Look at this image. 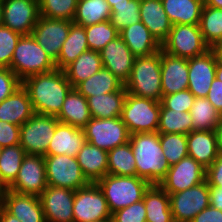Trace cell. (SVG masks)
<instances>
[{"label": "cell", "mask_w": 222, "mask_h": 222, "mask_svg": "<svg viewBox=\"0 0 222 222\" xmlns=\"http://www.w3.org/2000/svg\"><path fill=\"white\" fill-rule=\"evenodd\" d=\"M35 113L56 116L73 88L63 70L36 74L22 81Z\"/></svg>", "instance_id": "6da1fadb"}, {"label": "cell", "mask_w": 222, "mask_h": 222, "mask_svg": "<svg viewBox=\"0 0 222 222\" xmlns=\"http://www.w3.org/2000/svg\"><path fill=\"white\" fill-rule=\"evenodd\" d=\"M137 176L150 184H157L166 177L170 164L163 155L158 132L130 134Z\"/></svg>", "instance_id": "7a4b0ae2"}, {"label": "cell", "mask_w": 222, "mask_h": 222, "mask_svg": "<svg viewBox=\"0 0 222 222\" xmlns=\"http://www.w3.org/2000/svg\"><path fill=\"white\" fill-rule=\"evenodd\" d=\"M124 86L128 94L161 102V50L149 56L136 57L131 76Z\"/></svg>", "instance_id": "3957f363"}, {"label": "cell", "mask_w": 222, "mask_h": 222, "mask_svg": "<svg viewBox=\"0 0 222 222\" xmlns=\"http://www.w3.org/2000/svg\"><path fill=\"white\" fill-rule=\"evenodd\" d=\"M106 198L111 213L143 200L151 185L138 176L105 175L97 182Z\"/></svg>", "instance_id": "277c9868"}, {"label": "cell", "mask_w": 222, "mask_h": 222, "mask_svg": "<svg viewBox=\"0 0 222 222\" xmlns=\"http://www.w3.org/2000/svg\"><path fill=\"white\" fill-rule=\"evenodd\" d=\"M10 69L23 81L29 76L48 73L57 67L32 35H22L14 50Z\"/></svg>", "instance_id": "5b68a950"}, {"label": "cell", "mask_w": 222, "mask_h": 222, "mask_svg": "<svg viewBox=\"0 0 222 222\" xmlns=\"http://www.w3.org/2000/svg\"><path fill=\"white\" fill-rule=\"evenodd\" d=\"M160 109L161 102L127 93L121 119L130 134L157 132Z\"/></svg>", "instance_id": "8992f818"}, {"label": "cell", "mask_w": 222, "mask_h": 222, "mask_svg": "<svg viewBox=\"0 0 222 222\" xmlns=\"http://www.w3.org/2000/svg\"><path fill=\"white\" fill-rule=\"evenodd\" d=\"M54 115L34 113L20 126V145L28 155L47 156V149L56 125Z\"/></svg>", "instance_id": "52a82bcc"}, {"label": "cell", "mask_w": 222, "mask_h": 222, "mask_svg": "<svg viewBox=\"0 0 222 222\" xmlns=\"http://www.w3.org/2000/svg\"><path fill=\"white\" fill-rule=\"evenodd\" d=\"M161 49L172 56L190 59L205 53L210 47L205 43L199 25L177 24L172 25Z\"/></svg>", "instance_id": "ba28073f"}, {"label": "cell", "mask_w": 222, "mask_h": 222, "mask_svg": "<svg viewBox=\"0 0 222 222\" xmlns=\"http://www.w3.org/2000/svg\"><path fill=\"white\" fill-rule=\"evenodd\" d=\"M83 129L86 142L107 152L130 140V133L121 117L91 118Z\"/></svg>", "instance_id": "9c48e42d"}, {"label": "cell", "mask_w": 222, "mask_h": 222, "mask_svg": "<svg viewBox=\"0 0 222 222\" xmlns=\"http://www.w3.org/2000/svg\"><path fill=\"white\" fill-rule=\"evenodd\" d=\"M45 159L48 186L78 190L89 184L83 175L76 157L68 155H47Z\"/></svg>", "instance_id": "30bf717a"}, {"label": "cell", "mask_w": 222, "mask_h": 222, "mask_svg": "<svg viewBox=\"0 0 222 222\" xmlns=\"http://www.w3.org/2000/svg\"><path fill=\"white\" fill-rule=\"evenodd\" d=\"M74 222H92L112 217L104 193L97 183H89L75 191Z\"/></svg>", "instance_id": "8fae6325"}, {"label": "cell", "mask_w": 222, "mask_h": 222, "mask_svg": "<svg viewBox=\"0 0 222 222\" xmlns=\"http://www.w3.org/2000/svg\"><path fill=\"white\" fill-rule=\"evenodd\" d=\"M169 198L174 222H191L210 205L209 185L205 180L189 189L169 194Z\"/></svg>", "instance_id": "7c38bea8"}, {"label": "cell", "mask_w": 222, "mask_h": 222, "mask_svg": "<svg viewBox=\"0 0 222 222\" xmlns=\"http://www.w3.org/2000/svg\"><path fill=\"white\" fill-rule=\"evenodd\" d=\"M218 53L210 48L205 53L188 59V90L195 98H206L216 77Z\"/></svg>", "instance_id": "4fadbf2b"}, {"label": "cell", "mask_w": 222, "mask_h": 222, "mask_svg": "<svg viewBox=\"0 0 222 222\" xmlns=\"http://www.w3.org/2000/svg\"><path fill=\"white\" fill-rule=\"evenodd\" d=\"M206 169L194 158L187 156L170 166L159 186L168 194H174L205 181Z\"/></svg>", "instance_id": "5bb4252c"}, {"label": "cell", "mask_w": 222, "mask_h": 222, "mask_svg": "<svg viewBox=\"0 0 222 222\" xmlns=\"http://www.w3.org/2000/svg\"><path fill=\"white\" fill-rule=\"evenodd\" d=\"M47 187L44 156L26 154L17 178L9 186V190L20 194L40 196Z\"/></svg>", "instance_id": "9a60e30c"}, {"label": "cell", "mask_w": 222, "mask_h": 222, "mask_svg": "<svg viewBox=\"0 0 222 222\" xmlns=\"http://www.w3.org/2000/svg\"><path fill=\"white\" fill-rule=\"evenodd\" d=\"M3 25L21 35H31L39 13V0H2Z\"/></svg>", "instance_id": "2e32d148"}, {"label": "cell", "mask_w": 222, "mask_h": 222, "mask_svg": "<svg viewBox=\"0 0 222 222\" xmlns=\"http://www.w3.org/2000/svg\"><path fill=\"white\" fill-rule=\"evenodd\" d=\"M73 21L39 16L31 35L54 61L59 57Z\"/></svg>", "instance_id": "e0dca14e"}, {"label": "cell", "mask_w": 222, "mask_h": 222, "mask_svg": "<svg viewBox=\"0 0 222 222\" xmlns=\"http://www.w3.org/2000/svg\"><path fill=\"white\" fill-rule=\"evenodd\" d=\"M39 197L46 222H74L75 190L48 186Z\"/></svg>", "instance_id": "ac0fdd59"}, {"label": "cell", "mask_w": 222, "mask_h": 222, "mask_svg": "<svg viewBox=\"0 0 222 222\" xmlns=\"http://www.w3.org/2000/svg\"><path fill=\"white\" fill-rule=\"evenodd\" d=\"M103 67L113 73L124 85L129 80L135 56L124 40L118 36L100 52Z\"/></svg>", "instance_id": "d6986e66"}, {"label": "cell", "mask_w": 222, "mask_h": 222, "mask_svg": "<svg viewBox=\"0 0 222 222\" xmlns=\"http://www.w3.org/2000/svg\"><path fill=\"white\" fill-rule=\"evenodd\" d=\"M188 59L172 56L161 49L162 94L188 89Z\"/></svg>", "instance_id": "ffe728a7"}, {"label": "cell", "mask_w": 222, "mask_h": 222, "mask_svg": "<svg viewBox=\"0 0 222 222\" xmlns=\"http://www.w3.org/2000/svg\"><path fill=\"white\" fill-rule=\"evenodd\" d=\"M85 142L86 138L83 128L59 122L49 142L47 155H68L70 157H76Z\"/></svg>", "instance_id": "44dd1931"}, {"label": "cell", "mask_w": 222, "mask_h": 222, "mask_svg": "<svg viewBox=\"0 0 222 222\" xmlns=\"http://www.w3.org/2000/svg\"><path fill=\"white\" fill-rule=\"evenodd\" d=\"M3 207L21 222H46L39 196L8 190Z\"/></svg>", "instance_id": "7402d4cb"}, {"label": "cell", "mask_w": 222, "mask_h": 222, "mask_svg": "<svg viewBox=\"0 0 222 222\" xmlns=\"http://www.w3.org/2000/svg\"><path fill=\"white\" fill-rule=\"evenodd\" d=\"M141 22L151 34L162 44L169 36L172 24L164 11L161 0L140 1Z\"/></svg>", "instance_id": "603a6c76"}, {"label": "cell", "mask_w": 222, "mask_h": 222, "mask_svg": "<svg viewBox=\"0 0 222 222\" xmlns=\"http://www.w3.org/2000/svg\"><path fill=\"white\" fill-rule=\"evenodd\" d=\"M188 156L207 169L219 156L215 131L193 130L187 134Z\"/></svg>", "instance_id": "cb8c5ba5"}, {"label": "cell", "mask_w": 222, "mask_h": 222, "mask_svg": "<svg viewBox=\"0 0 222 222\" xmlns=\"http://www.w3.org/2000/svg\"><path fill=\"white\" fill-rule=\"evenodd\" d=\"M34 113L28 92L22 85L0 102V120L7 123L21 126Z\"/></svg>", "instance_id": "d4e9b609"}, {"label": "cell", "mask_w": 222, "mask_h": 222, "mask_svg": "<svg viewBox=\"0 0 222 222\" xmlns=\"http://www.w3.org/2000/svg\"><path fill=\"white\" fill-rule=\"evenodd\" d=\"M81 171L89 183H97L108 170V152L91 145L88 142L82 146L76 155Z\"/></svg>", "instance_id": "484cf974"}, {"label": "cell", "mask_w": 222, "mask_h": 222, "mask_svg": "<svg viewBox=\"0 0 222 222\" xmlns=\"http://www.w3.org/2000/svg\"><path fill=\"white\" fill-rule=\"evenodd\" d=\"M119 36L135 57L149 56L161 50V44L141 21L125 27Z\"/></svg>", "instance_id": "4316f807"}, {"label": "cell", "mask_w": 222, "mask_h": 222, "mask_svg": "<svg viewBox=\"0 0 222 222\" xmlns=\"http://www.w3.org/2000/svg\"><path fill=\"white\" fill-rule=\"evenodd\" d=\"M56 118L60 123L84 128L91 119L87 99L76 88H72Z\"/></svg>", "instance_id": "83f0119b"}, {"label": "cell", "mask_w": 222, "mask_h": 222, "mask_svg": "<svg viewBox=\"0 0 222 222\" xmlns=\"http://www.w3.org/2000/svg\"><path fill=\"white\" fill-rule=\"evenodd\" d=\"M172 25H199L204 0H161Z\"/></svg>", "instance_id": "f1b7e54d"}, {"label": "cell", "mask_w": 222, "mask_h": 222, "mask_svg": "<svg viewBox=\"0 0 222 222\" xmlns=\"http://www.w3.org/2000/svg\"><path fill=\"white\" fill-rule=\"evenodd\" d=\"M143 201L146 209V222H174L169 194L159 185L151 184L144 193Z\"/></svg>", "instance_id": "f546056e"}, {"label": "cell", "mask_w": 222, "mask_h": 222, "mask_svg": "<svg viewBox=\"0 0 222 222\" xmlns=\"http://www.w3.org/2000/svg\"><path fill=\"white\" fill-rule=\"evenodd\" d=\"M127 90L123 86L119 91L87 98L91 118L121 117Z\"/></svg>", "instance_id": "4dcf8cb0"}, {"label": "cell", "mask_w": 222, "mask_h": 222, "mask_svg": "<svg viewBox=\"0 0 222 222\" xmlns=\"http://www.w3.org/2000/svg\"><path fill=\"white\" fill-rule=\"evenodd\" d=\"M103 67L99 52L87 50L75 61L66 66L63 71L73 88L87 80Z\"/></svg>", "instance_id": "1f68e13d"}, {"label": "cell", "mask_w": 222, "mask_h": 222, "mask_svg": "<svg viewBox=\"0 0 222 222\" xmlns=\"http://www.w3.org/2000/svg\"><path fill=\"white\" fill-rule=\"evenodd\" d=\"M89 50L84 26L72 23L58 59L55 61L57 69L63 70L75 61L83 52Z\"/></svg>", "instance_id": "d6a6232c"}, {"label": "cell", "mask_w": 222, "mask_h": 222, "mask_svg": "<svg viewBox=\"0 0 222 222\" xmlns=\"http://www.w3.org/2000/svg\"><path fill=\"white\" fill-rule=\"evenodd\" d=\"M123 86L124 84L113 73L102 67L97 73L79 83L75 88L87 99L91 96L119 91Z\"/></svg>", "instance_id": "836d02e7"}, {"label": "cell", "mask_w": 222, "mask_h": 222, "mask_svg": "<svg viewBox=\"0 0 222 222\" xmlns=\"http://www.w3.org/2000/svg\"><path fill=\"white\" fill-rule=\"evenodd\" d=\"M111 7L106 0H78L73 23L90 26L110 20Z\"/></svg>", "instance_id": "e575fe53"}, {"label": "cell", "mask_w": 222, "mask_h": 222, "mask_svg": "<svg viewBox=\"0 0 222 222\" xmlns=\"http://www.w3.org/2000/svg\"><path fill=\"white\" fill-rule=\"evenodd\" d=\"M192 119V131H215L219 122L222 120V115L211 104L207 98H195L193 106L190 109Z\"/></svg>", "instance_id": "d590c367"}, {"label": "cell", "mask_w": 222, "mask_h": 222, "mask_svg": "<svg viewBox=\"0 0 222 222\" xmlns=\"http://www.w3.org/2000/svg\"><path fill=\"white\" fill-rule=\"evenodd\" d=\"M107 174L137 176L135 158L130 142L108 151Z\"/></svg>", "instance_id": "8d00e7d4"}, {"label": "cell", "mask_w": 222, "mask_h": 222, "mask_svg": "<svg viewBox=\"0 0 222 222\" xmlns=\"http://www.w3.org/2000/svg\"><path fill=\"white\" fill-rule=\"evenodd\" d=\"M199 26L205 43L214 48L222 38V9L204 4Z\"/></svg>", "instance_id": "74e56055"}, {"label": "cell", "mask_w": 222, "mask_h": 222, "mask_svg": "<svg viewBox=\"0 0 222 222\" xmlns=\"http://www.w3.org/2000/svg\"><path fill=\"white\" fill-rule=\"evenodd\" d=\"M192 131L190 112H180L173 109H160L159 134L180 133L189 134Z\"/></svg>", "instance_id": "f35d334b"}, {"label": "cell", "mask_w": 222, "mask_h": 222, "mask_svg": "<svg viewBox=\"0 0 222 222\" xmlns=\"http://www.w3.org/2000/svg\"><path fill=\"white\" fill-rule=\"evenodd\" d=\"M26 152L20 144L3 147L0 154V178L10 186L17 178Z\"/></svg>", "instance_id": "ab89813d"}, {"label": "cell", "mask_w": 222, "mask_h": 222, "mask_svg": "<svg viewBox=\"0 0 222 222\" xmlns=\"http://www.w3.org/2000/svg\"><path fill=\"white\" fill-rule=\"evenodd\" d=\"M140 1L130 0L111 7L110 23L120 33L125 27L141 21Z\"/></svg>", "instance_id": "60d3db41"}, {"label": "cell", "mask_w": 222, "mask_h": 222, "mask_svg": "<svg viewBox=\"0 0 222 222\" xmlns=\"http://www.w3.org/2000/svg\"><path fill=\"white\" fill-rule=\"evenodd\" d=\"M160 143L170 166L188 156L187 134H160Z\"/></svg>", "instance_id": "b9f144b4"}, {"label": "cell", "mask_w": 222, "mask_h": 222, "mask_svg": "<svg viewBox=\"0 0 222 222\" xmlns=\"http://www.w3.org/2000/svg\"><path fill=\"white\" fill-rule=\"evenodd\" d=\"M89 50L100 52L110 41L119 36L110 20L85 27Z\"/></svg>", "instance_id": "7bdbcfd3"}, {"label": "cell", "mask_w": 222, "mask_h": 222, "mask_svg": "<svg viewBox=\"0 0 222 222\" xmlns=\"http://www.w3.org/2000/svg\"><path fill=\"white\" fill-rule=\"evenodd\" d=\"M78 0H39L42 17L73 21Z\"/></svg>", "instance_id": "ee69618b"}, {"label": "cell", "mask_w": 222, "mask_h": 222, "mask_svg": "<svg viewBox=\"0 0 222 222\" xmlns=\"http://www.w3.org/2000/svg\"><path fill=\"white\" fill-rule=\"evenodd\" d=\"M21 36L4 25L0 26V68H10L14 50Z\"/></svg>", "instance_id": "f6af8a7d"}, {"label": "cell", "mask_w": 222, "mask_h": 222, "mask_svg": "<svg viewBox=\"0 0 222 222\" xmlns=\"http://www.w3.org/2000/svg\"><path fill=\"white\" fill-rule=\"evenodd\" d=\"M195 96L188 90L163 95L161 109H173L180 112H190Z\"/></svg>", "instance_id": "bcb514c9"}, {"label": "cell", "mask_w": 222, "mask_h": 222, "mask_svg": "<svg viewBox=\"0 0 222 222\" xmlns=\"http://www.w3.org/2000/svg\"><path fill=\"white\" fill-rule=\"evenodd\" d=\"M113 222H146L144 201L133 203L112 213Z\"/></svg>", "instance_id": "7dc6e473"}, {"label": "cell", "mask_w": 222, "mask_h": 222, "mask_svg": "<svg viewBox=\"0 0 222 222\" xmlns=\"http://www.w3.org/2000/svg\"><path fill=\"white\" fill-rule=\"evenodd\" d=\"M22 81L10 68H0V102L12 95Z\"/></svg>", "instance_id": "c3c4849f"}, {"label": "cell", "mask_w": 222, "mask_h": 222, "mask_svg": "<svg viewBox=\"0 0 222 222\" xmlns=\"http://www.w3.org/2000/svg\"><path fill=\"white\" fill-rule=\"evenodd\" d=\"M20 144V126L0 120V146L8 147Z\"/></svg>", "instance_id": "681fc988"}, {"label": "cell", "mask_w": 222, "mask_h": 222, "mask_svg": "<svg viewBox=\"0 0 222 222\" xmlns=\"http://www.w3.org/2000/svg\"><path fill=\"white\" fill-rule=\"evenodd\" d=\"M205 180L209 187H219L222 189V155L206 169Z\"/></svg>", "instance_id": "f907efd6"}, {"label": "cell", "mask_w": 222, "mask_h": 222, "mask_svg": "<svg viewBox=\"0 0 222 222\" xmlns=\"http://www.w3.org/2000/svg\"><path fill=\"white\" fill-rule=\"evenodd\" d=\"M222 115V81L214 78L206 97Z\"/></svg>", "instance_id": "816d5d0a"}, {"label": "cell", "mask_w": 222, "mask_h": 222, "mask_svg": "<svg viewBox=\"0 0 222 222\" xmlns=\"http://www.w3.org/2000/svg\"><path fill=\"white\" fill-rule=\"evenodd\" d=\"M191 222H222V211L209 205L197 214Z\"/></svg>", "instance_id": "f5cc1de1"}, {"label": "cell", "mask_w": 222, "mask_h": 222, "mask_svg": "<svg viewBox=\"0 0 222 222\" xmlns=\"http://www.w3.org/2000/svg\"><path fill=\"white\" fill-rule=\"evenodd\" d=\"M210 205L222 211V189L219 187H209Z\"/></svg>", "instance_id": "db71d44e"}, {"label": "cell", "mask_w": 222, "mask_h": 222, "mask_svg": "<svg viewBox=\"0 0 222 222\" xmlns=\"http://www.w3.org/2000/svg\"><path fill=\"white\" fill-rule=\"evenodd\" d=\"M0 222H21L14 215L10 214L4 207L0 208Z\"/></svg>", "instance_id": "11a10c76"}, {"label": "cell", "mask_w": 222, "mask_h": 222, "mask_svg": "<svg viewBox=\"0 0 222 222\" xmlns=\"http://www.w3.org/2000/svg\"><path fill=\"white\" fill-rule=\"evenodd\" d=\"M9 186L0 178V208L4 206Z\"/></svg>", "instance_id": "9f6ffc18"}, {"label": "cell", "mask_w": 222, "mask_h": 222, "mask_svg": "<svg viewBox=\"0 0 222 222\" xmlns=\"http://www.w3.org/2000/svg\"><path fill=\"white\" fill-rule=\"evenodd\" d=\"M215 133L217 136L218 153L222 155V120L219 122L218 126L216 127Z\"/></svg>", "instance_id": "6f0895ef"}, {"label": "cell", "mask_w": 222, "mask_h": 222, "mask_svg": "<svg viewBox=\"0 0 222 222\" xmlns=\"http://www.w3.org/2000/svg\"><path fill=\"white\" fill-rule=\"evenodd\" d=\"M205 5L222 9V0H204Z\"/></svg>", "instance_id": "680465c9"}, {"label": "cell", "mask_w": 222, "mask_h": 222, "mask_svg": "<svg viewBox=\"0 0 222 222\" xmlns=\"http://www.w3.org/2000/svg\"><path fill=\"white\" fill-rule=\"evenodd\" d=\"M216 77L222 81V62L220 60L217 62Z\"/></svg>", "instance_id": "91938a15"}, {"label": "cell", "mask_w": 222, "mask_h": 222, "mask_svg": "<svg viewBox=\"0 0 222 222\" xmlns=\"http://www.w3.org/2000/svg\"><path fill=\"white\" fill-rule=\"evenodd\" d=\"M106 1L110 5V7H112L113 4H121V3H125L126 1H130V0H106Z\"/></svg>", "instance_id": "94428289"}, {"label": "cell", "mask_w": 222, "mask_h": 222, "mask_svg": "<svg viewBox=\"0 0 222 222\" xmlns=\"http://www.w3.org/2000/svg\"><path fill=\"white\" fill-rule=\"evenodd\" d=\"M3 25V7L2 0H0V26Z\"/></svg>", "instance_id": "6125c7cd"}, {"label": "cell", "mask_w": 222, "mask_h": 222, "mask_svg": "<svg viewBox=\"0 0 222 222\" xmlns=\"http://www.w3.org/2000/svg\"><path fill=\"white\" fill-rule=\"evenodd\" d=\"M92 222H113V219H112V217H110V218L101 219V220H98V221H92Z\"/></svg>", "instance_id": "be15d7a7"}, {"label": "cell", "mask_w": 222, "mask_h": 222, "mask_svg": "<svg viewBox=\"0 0 222 222\" xmlns=\"http://www.w3.org/2000/svg\"><path fill=\"white\" fill-rule=\"evenodd\" d=\"M214 50L218 53L219 59L222 62V49H214Z\"/></svg>", "instance_id": "e7e4bbea"}, {"label": "cell", "mask_w": 222, "mask_h": 222, "mask_svg": "<svg viewBox=\"0 0 222 222\" xmlns=\"http://www.w3.org/2000/svg\"><path fill=\"white\" fill-rule=\"evenodd\" d=\"M213 49H222V38L220 42Z\"/></svg>", "instance_id": "03108f58"}]
</instances>
